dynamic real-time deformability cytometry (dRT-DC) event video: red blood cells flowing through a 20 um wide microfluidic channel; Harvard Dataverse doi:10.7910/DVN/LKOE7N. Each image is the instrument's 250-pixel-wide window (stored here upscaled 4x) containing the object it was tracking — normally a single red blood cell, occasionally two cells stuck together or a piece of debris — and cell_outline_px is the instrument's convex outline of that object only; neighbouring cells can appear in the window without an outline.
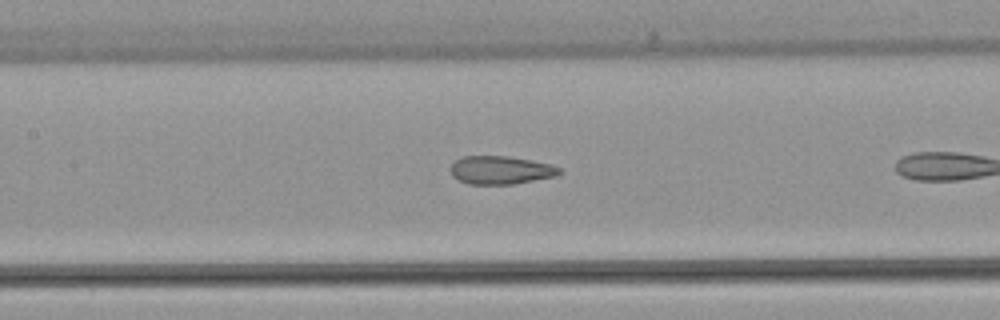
{"species": "common noctule bat (a hibernating species)", "species_latin": "Nyctalus noctula", "temperature_condition": "warm", "stored_images_in_passage": 12, "camera_frame_rate_fps": 3000, "um_per_image_px": 0.085, "animal": {"sex": "female", "body_mass_g": 22.7, "forearm_length_mm": 54.2}, "frame": {"image": 1, "passage_image": 10, "time_ms": 3.0, "image_size_px": [1000, 320], "cell_outline_px": [[564, 172], [556, 176], [512, 184], [468, 184], [452, 176], [452, 164], [456, 160], [464, 156], [508, 156], [532, 160], [552, 164], [560, 168]], "centroid_in_image_um": [42.61, 14.45], "position_along_channel_um": 164.8, "area_um2": 17.86}}